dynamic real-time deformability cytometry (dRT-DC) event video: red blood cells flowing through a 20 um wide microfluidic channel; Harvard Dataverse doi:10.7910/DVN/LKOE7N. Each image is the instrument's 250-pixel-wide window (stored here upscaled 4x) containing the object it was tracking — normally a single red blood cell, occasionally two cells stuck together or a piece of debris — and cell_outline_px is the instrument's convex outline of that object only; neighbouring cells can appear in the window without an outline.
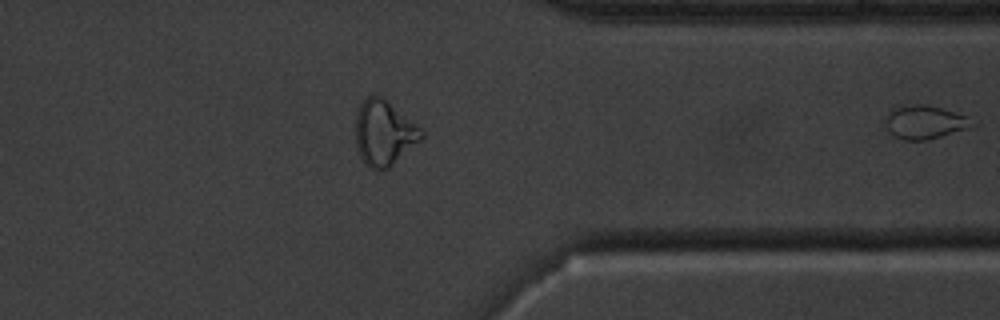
{"species": "common noctule bat (a hibernating species)", "species_latin": "Nyctalus noctula", "temperature_condition": "cold", "stored_images_in_passage": 45, "segment_of_instrument_passage": [2, 2], "camera_frame_rate_fps": 3000, "um_per_image_px": 0.085, "animal": {"sex": "male", "body_mass_g": 20.1, "forearm_length_mm": 53.5}, "frame": {"image": 1, "passage_image": 45, "time_ms": 14.667, "image_size_px": [1000, 320], "cell_outline_px": [[976, 124], [968, 128], [940, 136], [924, 140], [904, 140], [896, 136], [888, 128], [884, 116], [892, 108], [916, 104], [920, 104], [940, 108], [968, 116]], "centroid_in_image_um": [78.61, 10.37], "position_along_channel_um": 332.8, "area_um2": 16.53}}